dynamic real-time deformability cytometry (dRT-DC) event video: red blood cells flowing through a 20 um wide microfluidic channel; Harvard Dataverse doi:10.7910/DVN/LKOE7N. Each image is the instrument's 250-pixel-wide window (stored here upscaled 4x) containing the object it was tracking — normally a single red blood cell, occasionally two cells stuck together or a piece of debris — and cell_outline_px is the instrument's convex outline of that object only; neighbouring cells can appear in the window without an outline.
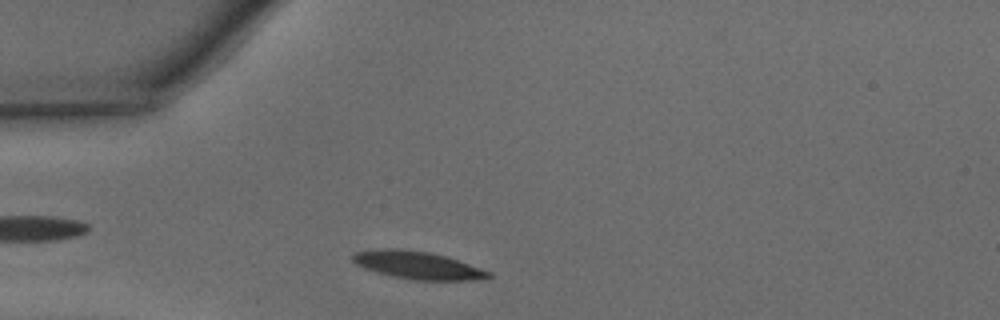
{"species": "common noctule bat (a hibernating species)", "species_latin": "Nyctalus noctula", "temperature_condition": "warm", "stored_images_in_passage": 33, "camera_frame_rate_fps": 3000, "um_per_image_px": 0.085, "animal": {"sex": "male", "body_mass_g": 15.6}, "frame": {"image": 1, "passage_image": 3, "time_ms": 0.667, "image_size_px": [1000, 320], "cell_outline_px": [[492, 276], [468, 280], [416, 280], [392, 276], [364, 268], [356, 264], [352, 260], [352, 252], [376, 248], [392, 248], [428, 252], [448, 256], [492, 272]], "centroid_in_image_um": [35.46, 22.52], "position_along_channel_um": 49.5, "area_um2": 21.91}}
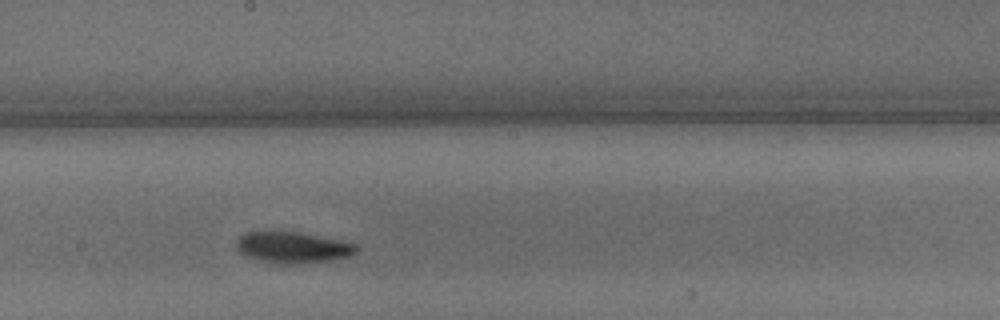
{"frame": {"image": 2, "passage_image": 16, "time_ms": 5.0, "image_size_px": [1000, 320], "cell_outline_px": [[360, 248], [352, 256], [332, 260], [308, 264], [272, 264], [256, 260], [244, 256], [236, 248], [236, 240], [244, 232], [300, 232], [340, 240], [356, 244]], "centroid_in_image_um": [24.89, 21.06], "position_along_channel_um": 223.3, "area_um2": 22.37}}
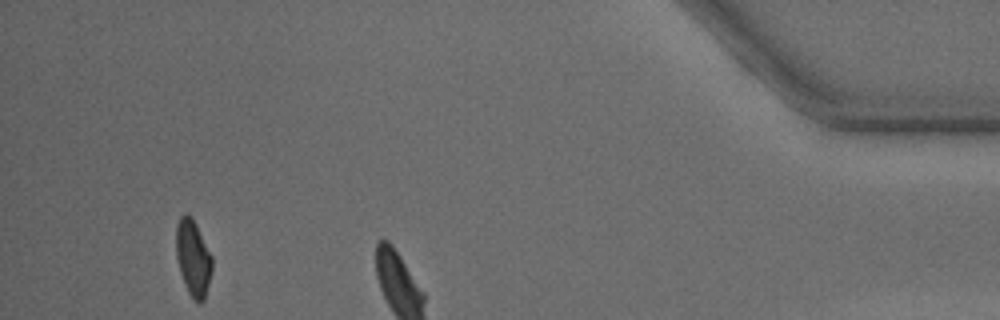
{"frame": {"image": 3, "passage_image": 31, "time_ms": 10.0, "image_size_px": [1000, 320], "cell_outline_px": [[212, 268], [204, 300], [200, 304], [188, 292], [184, 284], [180, 272], [176, 256], [176, 224], [180, 216], [184, 212], [188, 212], [192, 216], [212, 256]], "centroid_in_image_um": [16.39, 21.86], "position_along_channel_um": 418.8, "area_um2": 16.01}, "authors_computed_cell_mechanics": {"area_um2": 21.7328, "velocity_mm_per_s": 4.3184, "shape_relaxation_time_tau1_ms": 1.9027, "shape_relaxation_time_tau2_ms": 2.2959, "deformation_change_tau1": 0.127, "deformation_change_tau2": 0.084}}